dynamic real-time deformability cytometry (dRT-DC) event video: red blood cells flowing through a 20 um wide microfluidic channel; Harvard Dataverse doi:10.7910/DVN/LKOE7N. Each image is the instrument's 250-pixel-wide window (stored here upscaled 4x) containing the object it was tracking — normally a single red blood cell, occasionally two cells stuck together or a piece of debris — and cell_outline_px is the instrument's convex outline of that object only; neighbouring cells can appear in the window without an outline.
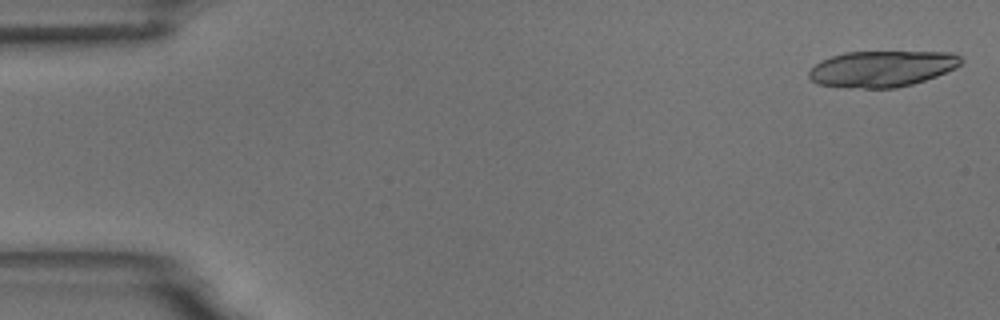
{"species": "common noctule bat (a hibernating species)", "species_latin": "Nyctalus noctula", "temperature_condition": "room temperature", "stored_images_in_passage": 6, "segment_of_instrument_passage": [2, 2], "camera_frame_rate_fps": 3000, "um_per_image_px": 0.085, "animal": {"sex": "male", "body_mass_g": 18.8}, "frame": {"image": 1, "passage_image": 6, "time_ms": 6.667, "image_size_px": [1000, 320], "cell_outline_px": [[964, 60], [956, 68], [936, 76], [912, 84], [896, 88], [848, 88], [816, 84], [808, 76], [808, 72], [820, 60], [844, 52], [956, 52]], "centroid_in_image_um": [74.97, 5.84], "position_along_channel_um": 10.0, "area_um2": 32.19}}